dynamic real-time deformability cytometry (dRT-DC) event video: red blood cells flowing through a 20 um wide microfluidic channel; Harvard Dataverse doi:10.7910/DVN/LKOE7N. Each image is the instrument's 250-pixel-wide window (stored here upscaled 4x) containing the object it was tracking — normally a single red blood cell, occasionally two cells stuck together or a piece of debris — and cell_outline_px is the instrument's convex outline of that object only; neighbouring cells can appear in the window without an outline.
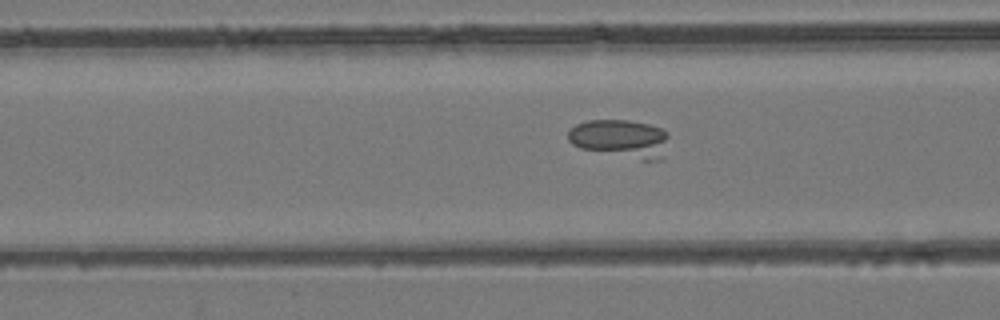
{"species": "common noctule bat (a hibernating species)", "species_latin": "Nyctalus noctula", "temperature_condition": "room temperature", "stored_images_in_passage": 39, "camera_frame_rate_fps": 3000, "um_per_image_px": 0.085, "animal": {"sex": "female", "body_mass_g": 24.6, "forearm_length_mm": 56.2}, "frame": {"image": 1, "passage_image": 7, "time_ms": 2.0, "image_size_px": [1000, 320], "cell_outline_px": [[668, 136], [664, 156], [660, 160], [644, 160], [580, 148], [572, 144], [568, 140], [568, 132], [576, 124], [588, 120], [628, 120], [648, 124], [660, 128], [668, 132]], "centroid_in_image_um": [52.75, 11.77], "position_along_channel_um": 113.8, "area_um2": 22.31}}
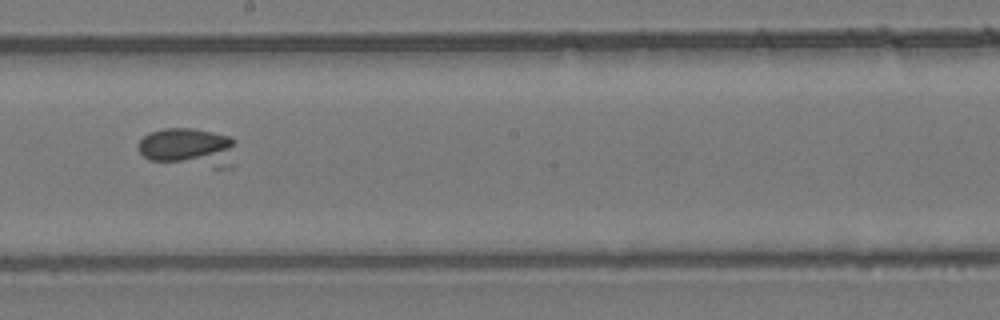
{"frame": {"image": 2, "passage_image": 16, "time_ms": 5.0, "image_size_px": [1000, 320], "cell_outline_px": [[236, 140], [232, 168], [216, 168], [148, 160], [140, 152], [140, 140], [148, 132], [164, 128], [192, 128], [212, 132], [228, 136]], "centroid_in_image_um": [16.06, 12.54], "position_along_channel_um": 232.1, "area_um2": 22.43}}
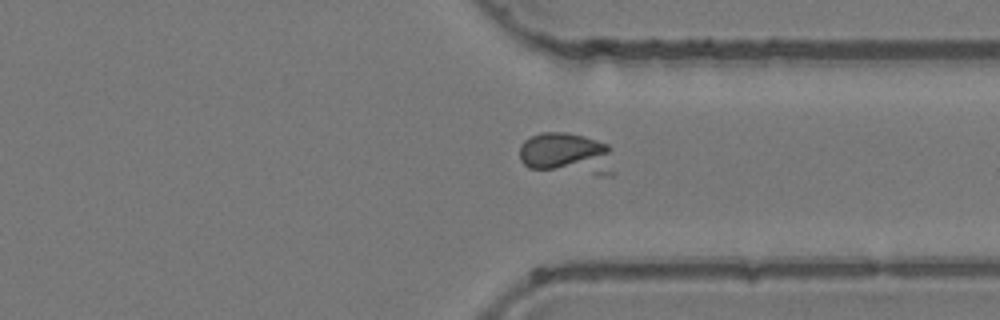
{"frame": {"image": 3, "passage_image": 26, "time_ms": 8.333, "image_size_px": [1000, 320], "cell_outline_px": [[616, 172], [612, 176], [596, 176], [528, 168], [520, 160], [520, 144], [524, 140], [540, 132], [564, 132], [584, 136], [608, 144]], "centroid_in_image_um": [48.22, 13.11], "position_along_channel_um": 363.2, "area_um2": 23.87}}